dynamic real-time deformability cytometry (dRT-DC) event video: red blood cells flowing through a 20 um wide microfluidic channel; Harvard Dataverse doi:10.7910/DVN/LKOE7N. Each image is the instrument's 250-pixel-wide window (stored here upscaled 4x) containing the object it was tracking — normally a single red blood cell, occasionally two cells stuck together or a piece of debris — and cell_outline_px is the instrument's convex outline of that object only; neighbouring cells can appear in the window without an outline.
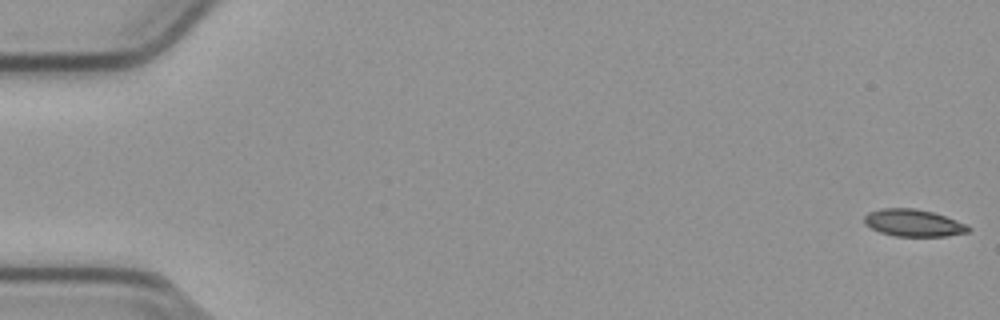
{"species": "common noctule bat (a hibernating species)", "species_latin": "Nyctalus noctula", "temperature_condition": "cold", "stored_images_in_passage": 56, "camera_frame_rate_fps": 3000, "um_per_image_px": 0.085, "animal": {"sex": "male", "body_mass_g": 23.1, "forearm_length_mm": 52.7}, "frame": {"image": 1, "passage_image": 1, "time_ms": 0.0, "image_size_px": [1000, 320], "cell_outline_px": [[972, 228], [968, 232], [948, 236], [896, 236], [880, 232], [864, 224], [864, 216], [868, 212], [884, 208], [912, 208], [932, 212], [956, 220]], "centroid_in_image_um": [77.62, 18.95], "position_along_channel_um": 7.4, "area_um2": 16.3}}
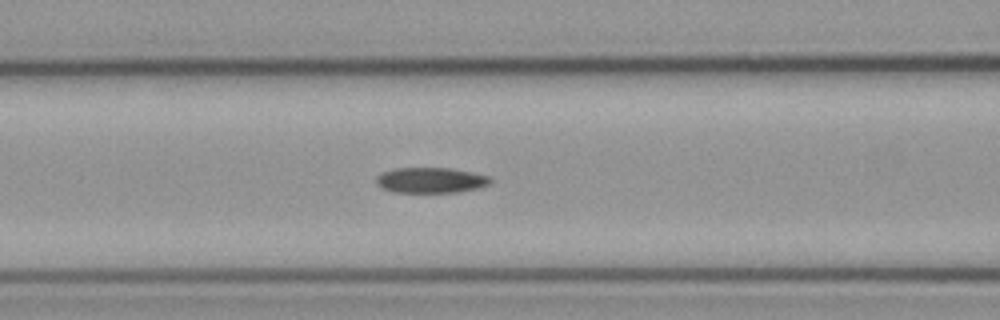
{"frame": {"image": 2, "passage_image": 23, "time_ms": 7.333, "image_size_px": [1000, 320], "cell_outline_px": [[492, 180], [488, 184], [480, 188], [456, 192], [392, 192], [380, 188], [376, 184], [376, 176], [380, 172], [392, 168], [452, 168], [472, 172], [488, 176]], "centroid_in_image_um": [36.55, 15.31], "position_along_channel_um": 130.0, "area_um2": 17.17}}
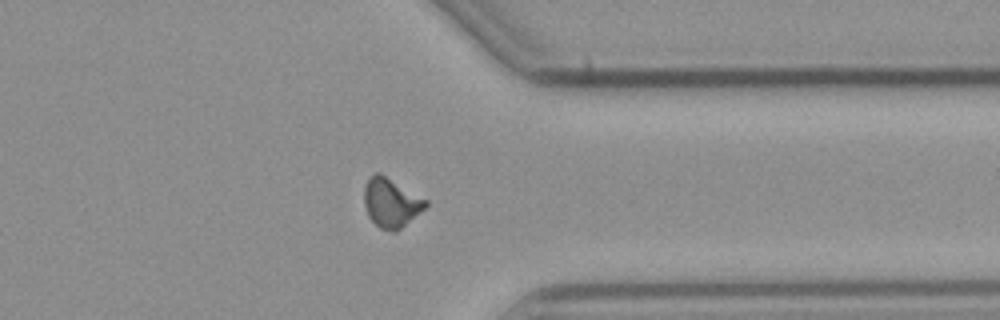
{"frame": {"image": 3, "passage_image": 43, "time_ms": 14.0, "image_size_px": [1000, 320], "cell_outline_px": [[428, 204], [420, 212], [396, 232], [392, 232], [380, 228], [368, 216], [364, 204], [364, 184], [368, 176], [376, 172], [380, 172], [428, 200]], "centroid_in_image_um": [33.21, 17.2], "position_along_channel_um": 378.2, "area_um2": 17.74}}